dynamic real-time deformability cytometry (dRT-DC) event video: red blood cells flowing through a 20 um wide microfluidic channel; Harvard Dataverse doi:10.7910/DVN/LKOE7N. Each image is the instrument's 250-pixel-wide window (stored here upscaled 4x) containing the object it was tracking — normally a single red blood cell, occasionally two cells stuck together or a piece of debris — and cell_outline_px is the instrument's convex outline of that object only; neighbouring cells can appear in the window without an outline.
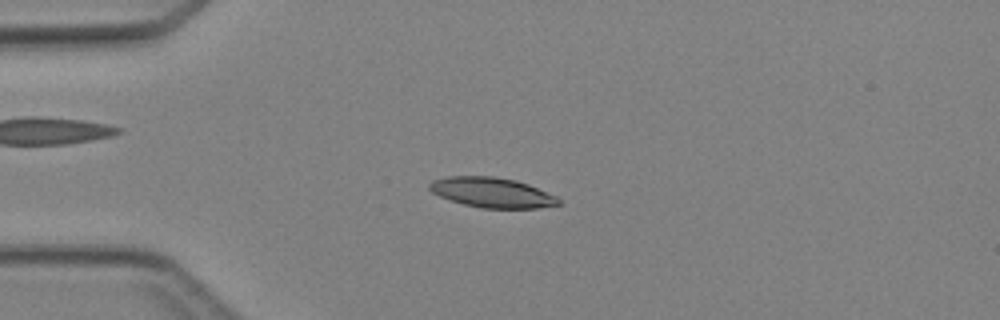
{"species": "Egyptian fruit bat (a non-hibernating species)", "species_latin": "Rousettus aegyptiacus", "temperature_condition": "cold", "stored_images_in_passage": 4, "camera_frame_rate_fps": 3000, "um_per_image_px": 0.085, "animal": {"sex": "female"}, "frame": {"image": 1, "passage_image": 3, "time_ms": 2.333, "image_size_px": [1000, 320], "cell_outline_px": [[560, 204], [540, 208], [480, 208], [464, 204], [440, 196], [432, 192], [428, 188], [428, 184], [432, 180], [448, 176], [492, 176], [516, 180], [528, 184], [556, 196], [560, 200]], "centroid_in_image_um": [41.81, 16.36], "position_along_channel_um": 43.2, "area_um2": 22.54}}
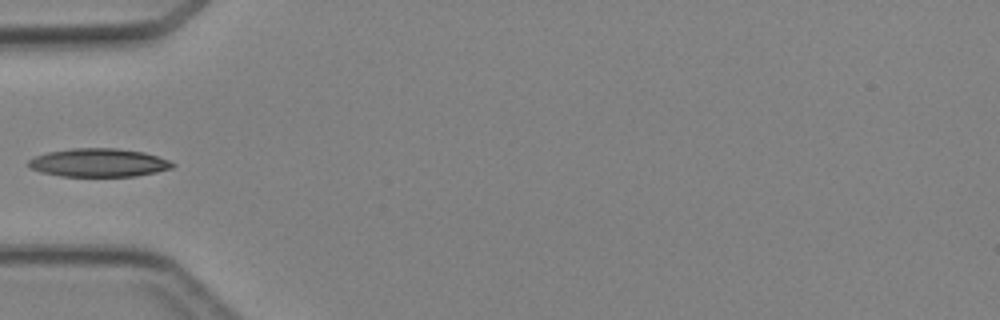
{"frame": {"image": 2, "passage_image": 4, "time_ms": 3.667, "image_size_px": [1000, 320], "cell_outline_px": [[176, 164], [172, 168], [156, 172], [136, 176], [60, 176], [40, 172], [28, 168], [28, 160], [36, 156], [48, 152], [68, 148], [116, 148], [144, 152], [168, 160]], "centroid_in_image_um": [8.36, 13.83], "position_along_channel_um": 76.6, "area_um2": 23.87}}